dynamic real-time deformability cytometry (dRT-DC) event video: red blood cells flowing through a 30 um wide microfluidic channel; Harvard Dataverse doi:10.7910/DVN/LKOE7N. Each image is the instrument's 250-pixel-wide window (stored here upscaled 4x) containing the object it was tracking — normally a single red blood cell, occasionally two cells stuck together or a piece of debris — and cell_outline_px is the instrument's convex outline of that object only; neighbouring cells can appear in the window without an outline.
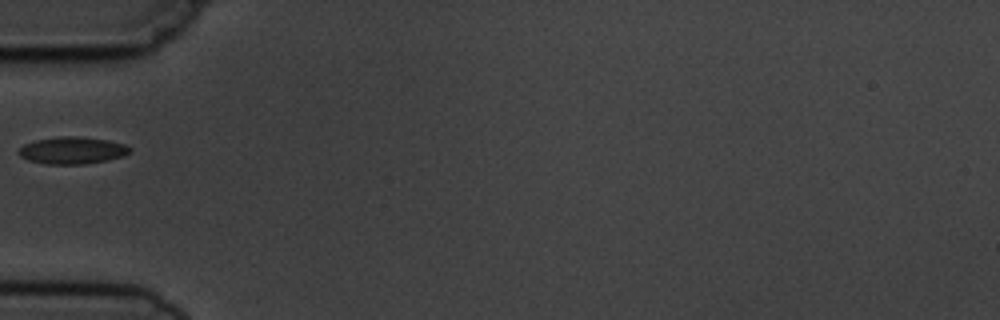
{"species": "common noctule bat (a hibernating species)", "species_latin": "Nyctalus noctula", "temperature_condition": "cold", "stored_images_in_passage": 4, "camera_frame_rate_fps": 3000, "um_per_image_px": 0.085, "animal": {"sex": "male", "body_mass_g": 19.5, "forearm_length_mm": 54.6}, "frame": {"image": 1, "passage_image": 4, "time_ms": 3.333, "image_size_px": [1000, 320], "cell_outline_px": [[132, 148], [124, 156], [84, 164], [44, 164], [28, 160], [20, 156], [16, 152], [24, 144], [36, 140], [60, 136], [80, 136], [108, 140], [124, 144]], "centroid_in_image_um": [6.11, 12.78], "position_along_channel_um": 78.9, "area_um2": 17.51}}